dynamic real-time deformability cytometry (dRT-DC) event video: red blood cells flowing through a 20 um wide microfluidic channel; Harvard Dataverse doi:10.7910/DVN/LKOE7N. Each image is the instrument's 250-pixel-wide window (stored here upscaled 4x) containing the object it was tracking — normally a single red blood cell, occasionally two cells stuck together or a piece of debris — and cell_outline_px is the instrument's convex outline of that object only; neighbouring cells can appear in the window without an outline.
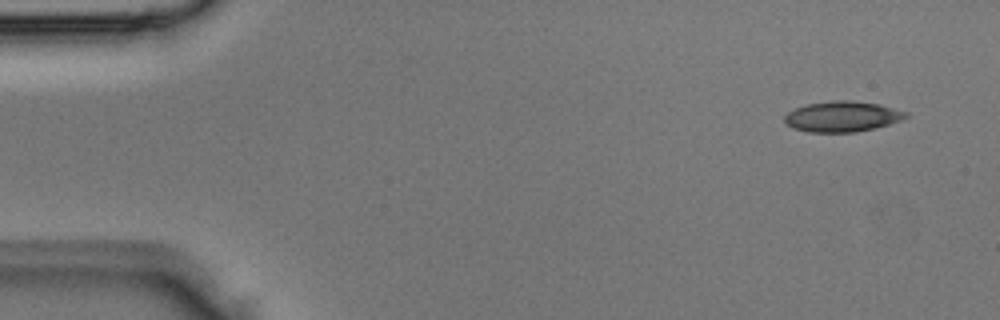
{"species": "Egyptian fruit bat (a non-hibernating species)", "species_latin": "Rousettus aegyptiacus", "temperature_condition": "room temperature", "stored_images_in_passage": 3, "camera_frame_rate_fps": 3000, "um_per_image_px": 0.085, "animal": {"sex": "male"}, "frame": {"image": 1, "passage_image": 1, "time_ms": 0.0, "image_size_px": [1000, 320], "cell_outline_px": [[908, 116], [900, 120], [876, 128], [856, 132], [808, 132], [792, 128], [784, 120], [784, 116], [788, 112], [796, 108], [808, 104], [832, 100], [852, 100], [880, 104], [908, 112]], "centroid_in_image_um": [71.6, 9.9], "position_along_channel_um": 13.4, "area_um2": 21.62}}